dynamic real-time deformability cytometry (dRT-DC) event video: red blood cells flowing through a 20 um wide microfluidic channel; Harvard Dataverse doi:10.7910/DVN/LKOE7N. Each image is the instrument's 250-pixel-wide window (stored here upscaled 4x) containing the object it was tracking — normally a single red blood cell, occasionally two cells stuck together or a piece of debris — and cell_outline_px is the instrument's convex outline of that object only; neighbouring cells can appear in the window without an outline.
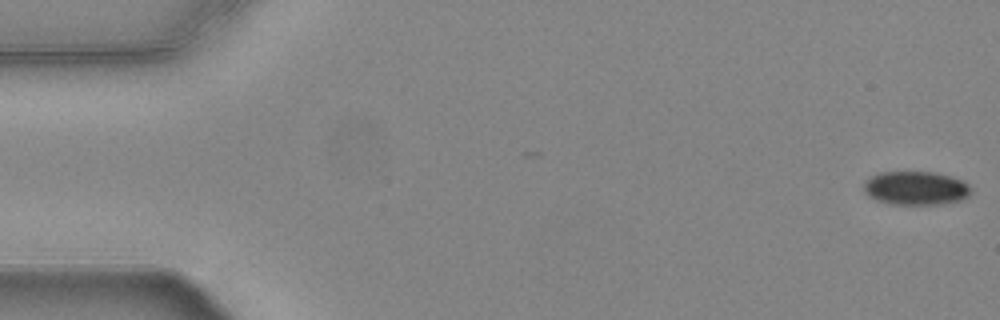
{"species": "common noctule bat (a hibernating species)", "species_latin": "Nyctalus noctula", "temperature_condition": "warm", "stored_images_in_passage": 55, "camera_frame_rate_fps": 3000, "um_per_image_px": 0.085, "animal": {"sex": "female", "body_mass_g": 24.6, "forearm_length_mm": 56.2}, "frame": {"image": 1, "passage_image": 1, "time_ms": 0.0, "image_size_px": [1000, 320], "cell_outline_px": [[968, 196], [960, 200], [940, 204], [888, 204], [876, 200], [868, 196], [864, 192], [864, 180], [880, 172], [936, 172], [960, 180], [968, 184]], "centroid_in_image_um": [77.77, 15.99], "position_along_channel_um": 7.2, "area_um2": 20.87}}
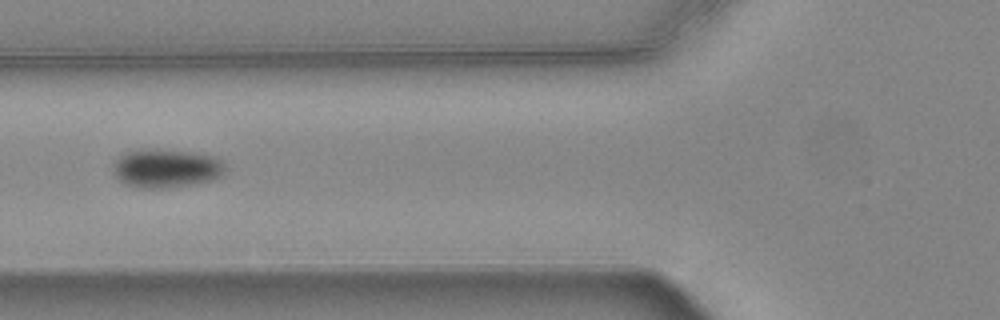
{"frame": {"image": 2, "passage_image": 21, "time_ms": 6.667, "image_size_px": [1000, 320], "cell_outline_px": [[224, 176], [212, 180], [192, 184], [168, 188], [140, 188], [124, 184], [112, 172], [112, 164], [124, 152], [144, 148], [152, 148], [192, 152], [212, 156], [220, 160], [224, 164]], "centroid_in_image_um": [14.09, 14.3], "position_along_channel_um": 111.7, "area_um2": 25.61}}
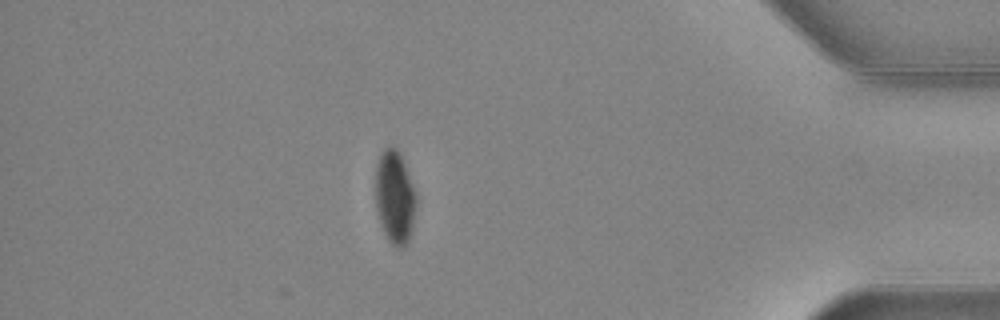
{"frame": {"image": 3, "passage_image": 48, "time_ms": 15.667, "image_size_px": [1000, 320], "cell_outline_px": [[416, 208], [412, 232], [408, 244], [400, 248], [396, 248], [388, 240], [384, 232], [376, 208], [376, 164], [380, 152], [384, 148], [392, 144], [400, 152], [416, 192]], "centroid_in_image_um": [33.57, 16.74], "position_along_channel_um": 401.6, "area_um2": 22.48}, "authors_computed_cell_mechanics": {"area_um2": 23.2356, "velocity_mm_per_s": 3.7304, "shape_relaxation_time_tau1_ms": 5.2349, "shape_relaxation_time_tau2_ms": null, "deformation_change_tau1": 0.0875, "deformation_change_tau2": null}}